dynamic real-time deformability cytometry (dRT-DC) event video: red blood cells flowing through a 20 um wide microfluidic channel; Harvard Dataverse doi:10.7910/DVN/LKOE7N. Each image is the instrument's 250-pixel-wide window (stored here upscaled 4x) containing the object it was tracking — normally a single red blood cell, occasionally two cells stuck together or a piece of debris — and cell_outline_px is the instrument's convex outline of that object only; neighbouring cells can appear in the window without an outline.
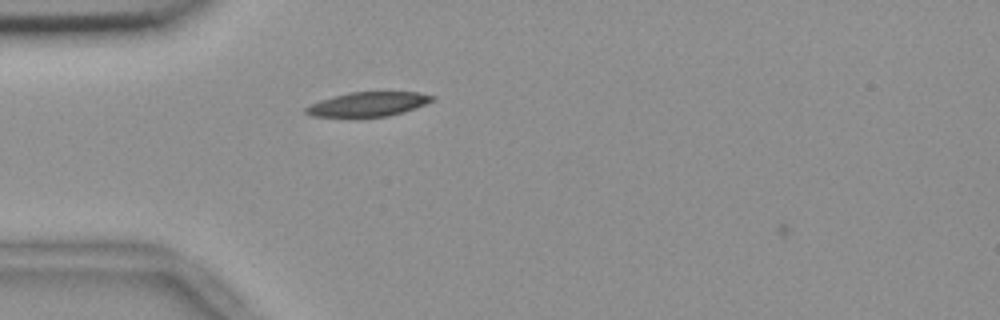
{"species": "common noctule bat (a hibernating species)", "species_latin": "Nyctalus noctula", "temperature_condition": "room temperature", "stored_images_in_passage": 10, "camera_frame_rate_fps": 3000, "um_per_image_px": 0.085, "animal": {"sex": "female", "body_mass_g": 18.4}, "frame": {"image": 1, "passage_image": 9, "time_ms": 2.667, "image_size_px": [1000, 320], "cell_outline_px": [[436, 100], [388, 116], [312, 116], [304, 112], [304, 108], [308, 104], [320, 100], [348, 92], [420, 92], [436, 96]], "centroid_in_image_um": [31.27, 8.83], "position_along_channel_um": 53.7, "area_um2": 17.69}}